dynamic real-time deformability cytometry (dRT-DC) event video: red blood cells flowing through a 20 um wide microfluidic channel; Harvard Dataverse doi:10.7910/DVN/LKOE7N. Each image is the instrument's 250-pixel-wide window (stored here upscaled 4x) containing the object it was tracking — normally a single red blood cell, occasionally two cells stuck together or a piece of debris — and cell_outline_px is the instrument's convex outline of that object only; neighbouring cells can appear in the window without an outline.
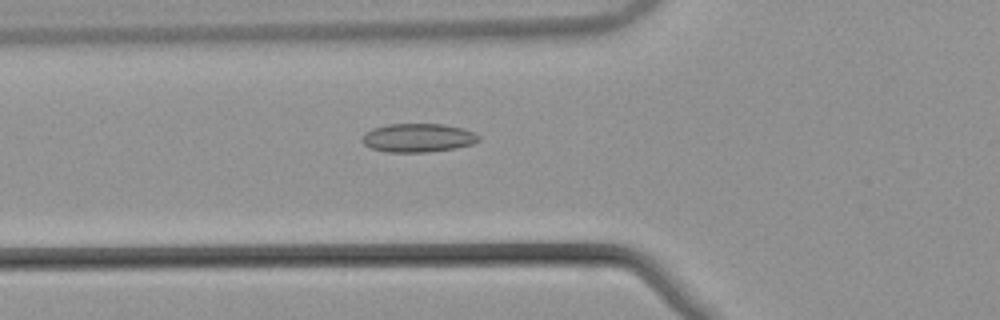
{"species": "common noctule bat (a hibernating species)", "species_latin": "Nyctalus noctula", "temperature_condition": "warm", "stored_images_in_passage": 54, "camera_frame_rate_fps": 3000, "um_per_image_px": 0.085, "animal": {"sex": "male", "body_mass_g": 21.5, "forearm_length_mm": 52.0}, "frame": {"image": 1, "passage_image": 20, "time_ms": 6.333, "image_size_px": [1000, 320], "cell_outline_px": [[480, 140], [472, 144], [456, 148], [424, 152], [388, 152], [372, 148], [364, 144], [360, 140], [360, 136], [364, 132], [372, 128], [388, 124], [444, 124], [464, 128], [480, 136]], "centroid_in_image_um": [35.5, 11.7], "position_along_channel_um": 90.3, "area_um2": 19.59}}
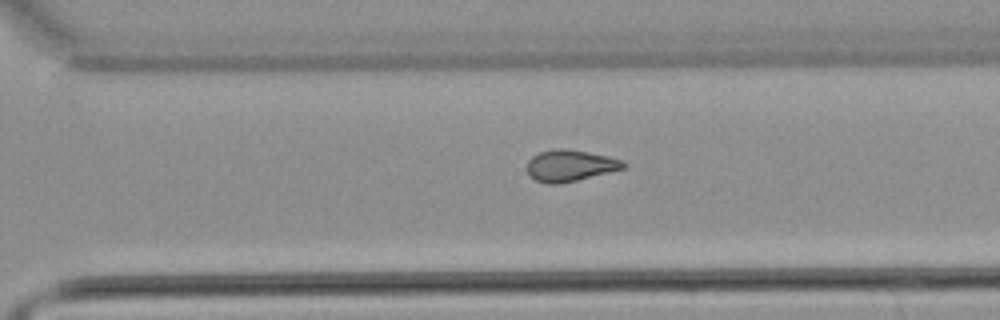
{"frame": {"image": 2, "passage_image": 38, "time_ms": 12.333, "image_size_px": [1000, 320], "cell_outline_px": [[628, 164], [624, 168], [576, 180], [556, 184], [548, 184], [536, 180], [528, 176], [528, 160], [532, 156], [540, 152], [556, 148], [564, 148], [588, 152], [608, 156], [624, 160]], "centroid_in_image_um": [48.45, 14.06], "position_along_channel_um": 322.1, "area_um2": 17.57}}
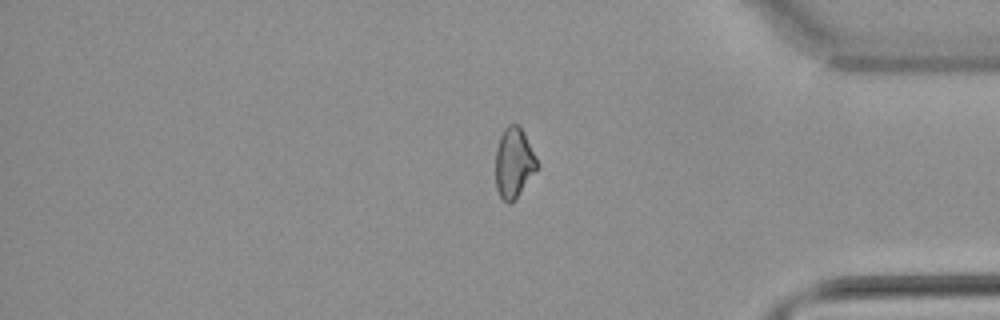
{"frame": {"image": 3, "passage_image": 45, "time_ms": 14.667, "image_size_px": [1000, 320], "cell_outline_px": [[536, 168], [516, 196], [508, 204], [500, 196], [496, 188], [496, 148], [500, 136], [504, 128], [508, 124], [520, 124], [536, 156]], "centroid_in_image_um": [43.64, 13.76], "position_along_channel_um": 391.6, "area_um2": 16.47}, "authors_computed_cell_mechanics": {"area_um2": 18.3226, "velocity_mm_per_s": 3.8637, "shape_relaxation_time_tau1_ms": null, "shape_relaxation_time_tau2_ms": 3.332, "deformation_change_tau1": null, "deformation_change_tau2": 0.0904}}